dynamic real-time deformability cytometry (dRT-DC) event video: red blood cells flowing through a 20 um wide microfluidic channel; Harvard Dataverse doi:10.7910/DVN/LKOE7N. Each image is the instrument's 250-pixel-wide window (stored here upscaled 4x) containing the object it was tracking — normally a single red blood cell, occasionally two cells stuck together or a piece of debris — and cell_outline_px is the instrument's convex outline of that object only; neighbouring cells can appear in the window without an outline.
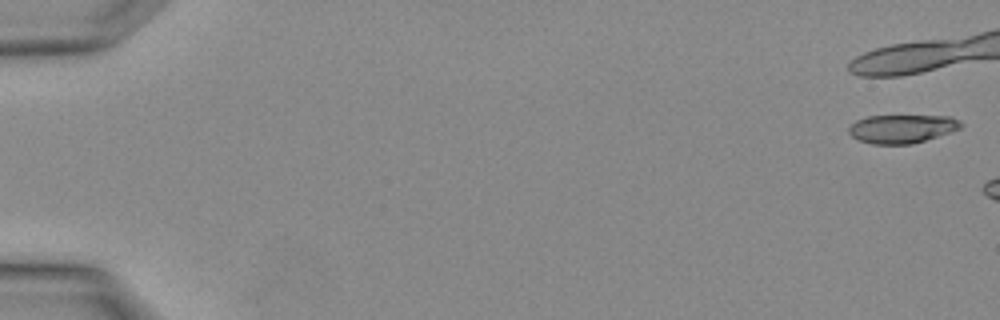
{"species": "Egyptian fruit bat (a non-hibernating species)", "species_latin": "Rousettus aegyptiacus", "temperature_condition": "warm", "stored_images_in_passage": 3, "camera_frame_rate_fps": 3000, "um_per_image_px": 0.085, "animal": {"sex": "female"}, "frame": {"image": 1, "passage_image": 1, "time_ms": 0.0, "image_size_px": [1000, 320], "cell_outline_px": [[964, 124], [960, 128], [912, 144], [872, 144], [860, 140], [852, 136], [848, 132], [848, 128], [856, 120], [864, 116], [952, 116], [960, 120]], "centroid_in_image_um": [76.65, 10.93], "position_along_channel_um": 8.4, "area_um2": 18.5}}